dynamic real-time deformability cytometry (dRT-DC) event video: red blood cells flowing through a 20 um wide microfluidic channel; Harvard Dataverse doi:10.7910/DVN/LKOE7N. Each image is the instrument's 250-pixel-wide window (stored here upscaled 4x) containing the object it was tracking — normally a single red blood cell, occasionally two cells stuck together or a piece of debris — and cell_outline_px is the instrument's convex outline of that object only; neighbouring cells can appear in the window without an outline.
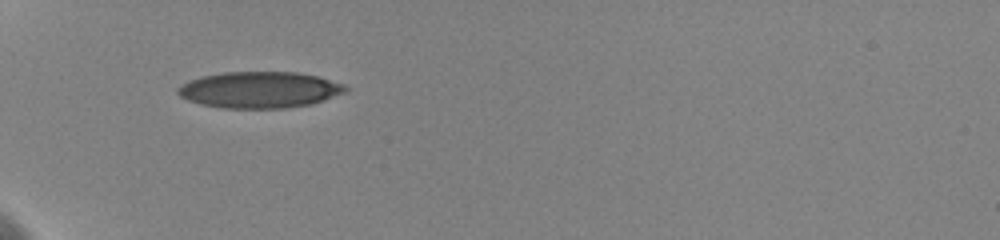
{"species": "human", "species_latin": "Homo sapiens", "temperature_condition": "cold", "stored_images_in_passage": 63, "camera_frame_rate_fps": 3000, "um_per_image_px": 0.085, "donor": {"sex": "female"}, "frame": {"image": 1, "passage_image": 1, "time_ms": 0.0, "image_size_px": [1000, 240], "cell_outline_px": [[348, 92], [312, 104], [284, 108], [224, 108], [200, 104], [188, 100], [180, 96], [176, 92], [176, 88], [192, 80], [204, 76], [224, 72], [296, 72], [316, 76], [344, 84], [348, 88]], "centroid_in_image_um": [22.1, 7.64], "position_along_channel_um": 62.9, "area_um2": 35.37}}
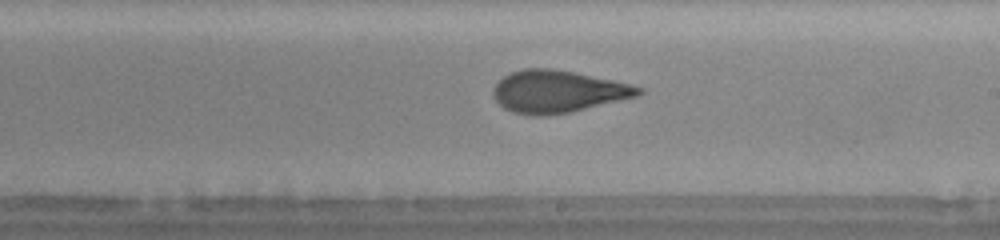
{"frame": {"image": 2, "passage_image": 25, "time_ms": 5.333, "image_size_px": [1000, 240], "cell_outline_px": [[644, 92], [640, 96], [568, 112], [544, 116], [536, 116], [512, 112], [504, 108], [492, 96], [492, 88], [504, 76], [512, 72], [524, 68], [552, 68], [572, 72], [628, 84], [644, 88]], "centroid_in_image_um": [47.39, 7.78], "position_along_channel_um": 241.6, "area_um2": 35.43}}
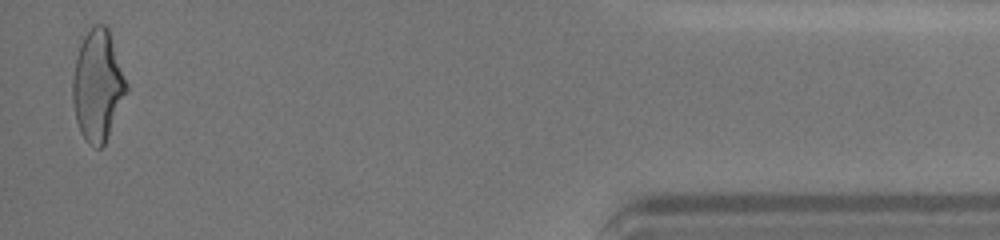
{"frame": {"image": 3, "passage_image": 61, "time_ms": 12.0, "image_size_px": [1000, 240], "cell_outline_px": [[128, 88], [108, 136], [104, 144], [100, 148], [96, 148], [88, 144], [84, 140], [80, 132], [76, 120], [72, 104], [72, 80], [76, 60], [80, 44], [84, 36], [92, 24], [104, 24], [108, 28], [128, 84]], "centroid_in_image_um": [8.29, 7.28], "position_along_channel_um": 426.9, "area_um2": 34.74}, "authors_computed_cell_mechanics": {"area_um2": 35.1424, "velocity_mm_per_s": 3.6129, "shape_relaxation_time_tau1_ms": 5.4102, "shape_relaxation_time_tau2_ms": 1.0845, "deformation_change_tau1": 0.1743, "deformation_change_tau2": 0.0815}}